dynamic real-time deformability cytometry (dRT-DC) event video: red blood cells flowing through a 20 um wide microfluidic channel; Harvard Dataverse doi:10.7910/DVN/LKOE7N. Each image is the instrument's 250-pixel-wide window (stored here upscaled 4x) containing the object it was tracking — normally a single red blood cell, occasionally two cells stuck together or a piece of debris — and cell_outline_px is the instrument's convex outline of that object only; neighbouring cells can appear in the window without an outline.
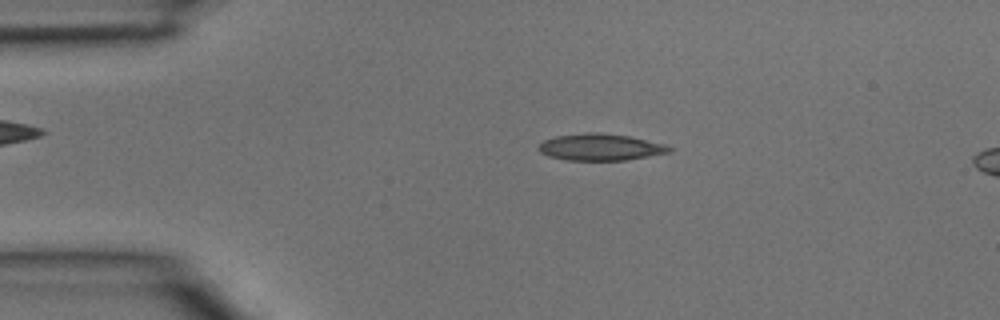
{"species": "common noctule bat (a hibernating species)", "species_latin": "Nyctalus noctula", "temperature_condition": "room temperature", "stored_images_in_passage": 4, "segment_of_instrument_passage": [1, 2], "camera_frame_rate_fps": 3000, "um_per_image_px": 0.085, "animal": {"sex": "male", "body_mass_g": 15.6}, "frame": {"image": 1, "passage_image": 2, "time_ms": 0.333, "image_size_px": [1000, 320], "cell_outline_px": [[672, 148], [668, 152], [648, 156], [624, 160], [568, 160], [548, 156], [540, 152], [536, 148], [544, 140], [556, 136], [584, 132], [600, 132], [628, 136], [668, 144]], "centroid_in_image_um": [51.01, 12.49], "position_along_channel_um": 34.0, "area_um2": 20.35}}